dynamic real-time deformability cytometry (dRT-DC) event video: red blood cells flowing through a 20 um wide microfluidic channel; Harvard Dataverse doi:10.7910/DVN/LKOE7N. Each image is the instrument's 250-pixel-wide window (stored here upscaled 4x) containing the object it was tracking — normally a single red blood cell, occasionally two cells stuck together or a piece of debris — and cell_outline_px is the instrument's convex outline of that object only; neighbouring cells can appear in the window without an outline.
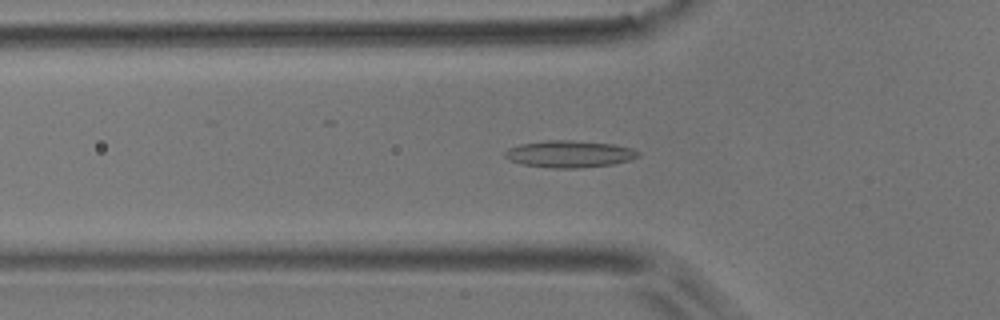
{"species": "common noctule bat (a hibernating species)", "species_latin": "Nyctalus noctula", "temperature_condition": "room temperature", "stored_images_in_passage": 52, "camera_frame_rate_fps": 3000, "um_per_image_px": 0.085, "animal": {"sex": "male", "body_mass_g": 17.9}, "frame": {"image": 1, "passage_image": 17, "time_ms": 5.333, "image_size_px": [1000, 320], "cell_outline_px": [[640, 156], [632, 160], [612, 164], [580, 168], [552, 168], [524, 164], [508, 160], [504, 156], [504, 152], [508, 148], [520, 144], [548, 140], [572, 140], [612, 144], [632, 148], [640, 152]], "centroid_in_image_um": [48.41, 13.09], "position_along_channel_um": 77.4, "area_um2": 20.98}}
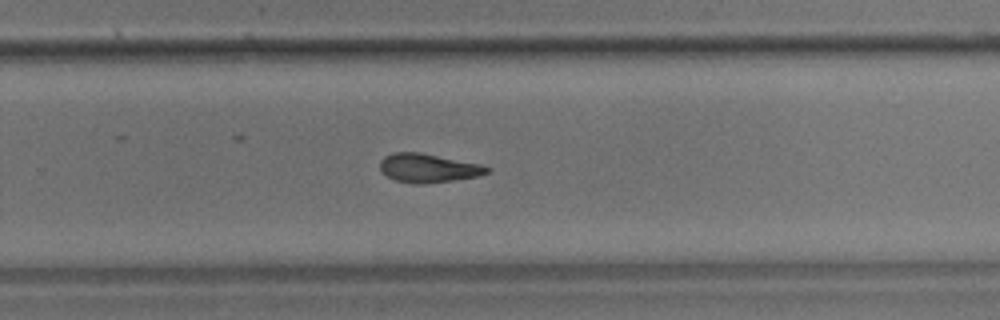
{"frame": {"image": 2, "passage_image": 34, "time_ms": 11.0, "image_size_px": [1000, 320], "cell_outline_px": [[492, 168], [488, 172], [480, 176], [424, 184], [412, 184], [396, 180], [380, 172], [380, 160], [384, 156], [392, 152], [420, 152], [480, 164]], "centroid_in_image_um": [36.37, 14.28], "position_along_channel_um": 293.4, "area_um2": 18.03}}
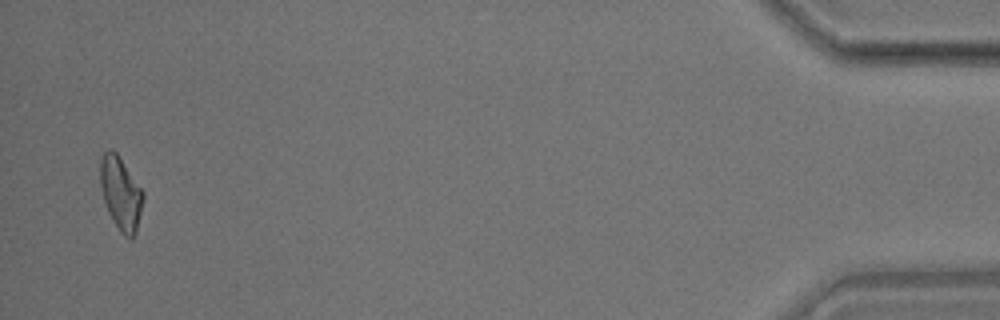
{"frame": {"image": 3, "passage_image": 51, "time_ms": 16.667, "image_size_px": [1000, 320], "cell_outline_px": [[144, 196], [136, 232], [132, 240], [124, 236], [120, 232], [112, 220], [108, 212], [104, 200], [100, 184], [100, 160], [104, 152], [108, 148], [112, 148], [116, 152], [144, 192]], "centroid_in_image_um": [10.26, 16.44], "position_along_channel_um": 424.9, "area_um2": 18.26}, "authors_computed_cell_mechanics": {"area_um2": 18.3804, "velocity_mm_per_s": 3.8074, "shape_relaxation_time_tau1_ms": 11.3534, "shape_relaxation_time_tau2_ms": 4.8835, "deformation_change_tau1": 0.2339, "deformation_change_tau2": 0.1315}}